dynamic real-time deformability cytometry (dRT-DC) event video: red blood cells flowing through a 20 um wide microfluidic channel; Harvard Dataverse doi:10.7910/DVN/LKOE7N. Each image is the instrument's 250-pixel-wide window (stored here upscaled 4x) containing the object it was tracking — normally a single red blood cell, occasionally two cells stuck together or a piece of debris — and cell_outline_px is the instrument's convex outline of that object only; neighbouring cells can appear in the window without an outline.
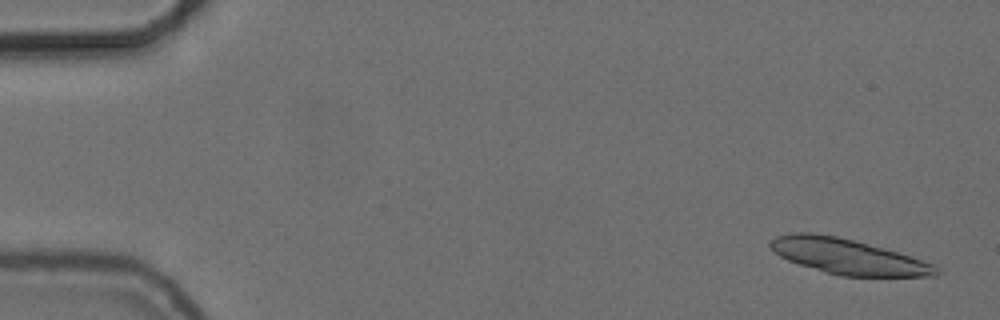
{"species": "common noctule bat (a hibernating species)", "species_latin": "Nyctalus noctula", "temperature_condition": "cold", "stored_images_in_passage": 56, "camera_frame_rate_fps": 3000, "um_per_image_px": 0.085, "animal": {"sex": "female", "body_mass_g": 24.6, "forearm_length_mm": 56.2}, "frame": {"image": 1, "passage_image": 3, "time_ms": 0.667, "image_size_px": [1000, 320], "cell_outline_px": [[940, 272], [936, 276], [840, 276], [824, 272], [788, 260], [780, 256], [768, 244], [776, 236], [792, 232], [812, 232], [836, 236], [884, 248], [936, 264]], "centroid_in_image_um": [72.08, 21.8], "position_along_channel_um": 12.9, "area_um2": 33.93}}
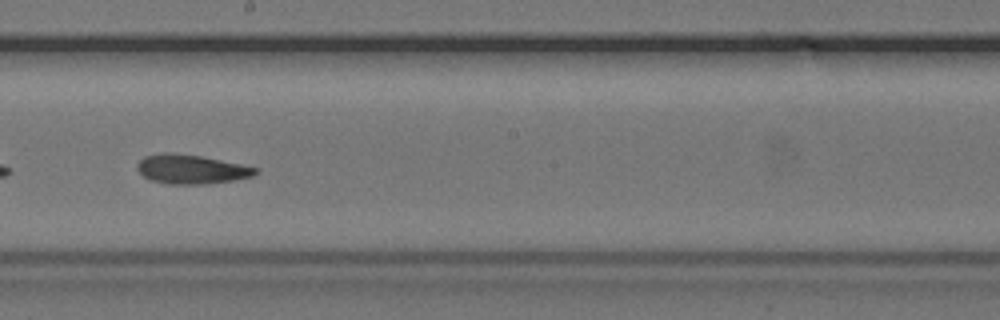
{"frame": {"image": 2, "passage_image": 32, "time_ms": 10.333, "image_size_px": [1000, 320], "cell_outline_px": [[260, 172], [252, 176], [232, 180], [208, 184], [168, 184], [152, 180], [144, 176], [136, 168], [136, 164], [144, 156], [160, 152], [176, 152], [200, 156], [260, 168]], "centroid_in_image_um": [16.25, 14.37], "position_along_channel_um": 232.0, "area_um2": 20.23}}
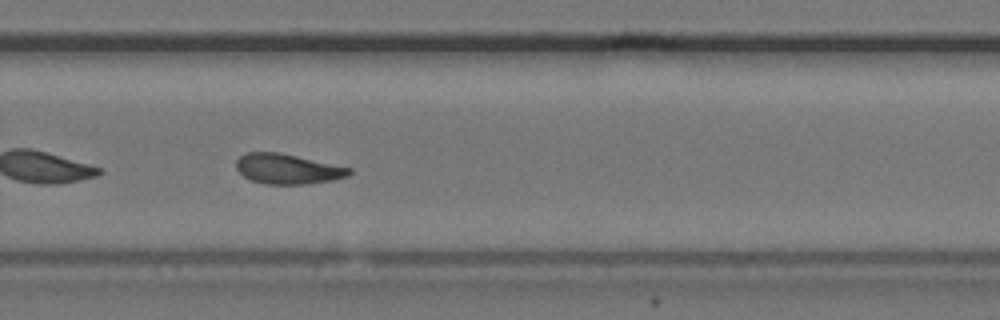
{"frame": {"image": 3, "passage_image": 38, "time_ms": 12.333, "image_size_px": [1000, 320], "cell_outline_px": [[352, 172], [348, 176], [332, 180], [304, 184], [264, 184], [252, 180], [244, 176], [236, 168], [236, 160], [244, 152], [280, 152], [352, 168]], "centroid_in_image_um": [24.44, 14.35], "position_along_channel_um": 305.4, "area_um2": 19.83}, "authors_computed_cell_mechanics": {"area_um2": 20.4034, "velocity_mm_per_s": 3.7176, "shape_relaxation_time_tau1_ms": 10.9164, "shape_relaxation_time_tau2_ms": 7.7273, "deformation_change_tau1": 0.1988, "deformation_change_tau2": 0.1484}}